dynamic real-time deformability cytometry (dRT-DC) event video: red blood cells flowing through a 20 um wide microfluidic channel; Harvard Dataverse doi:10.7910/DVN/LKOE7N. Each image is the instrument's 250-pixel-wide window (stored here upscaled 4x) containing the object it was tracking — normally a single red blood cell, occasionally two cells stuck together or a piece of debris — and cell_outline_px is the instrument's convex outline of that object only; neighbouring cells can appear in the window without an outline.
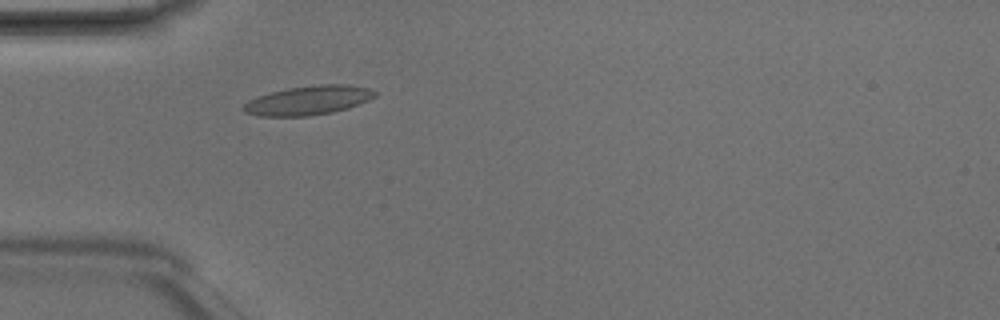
{"species": "Egyptian fruit bat (a non-hibernating species)", "species_latin": "Rousettus aegyptiacus", "temperature_condition": "room temperature", "stored_images_in_passage": 2, "camera_frame_rate_fps": 3000, "um_per_image_px": 0.085, "animal": {"sex": "male"}, "frame": {"image": 1, "passage_image": 2, "time_ms": 0.333, "image_size_px": [1000, 320], "cell_outline_px": [[376, 96], [368, 100], [348, 108], [332, 112], [308, 116], [260, 116], [244, 112], [240, 108], [248, 100], [272, 92], [288, 88], [320, 84], [344, 84], [368, 88], [376, 92]], "centroid_in_image_um": [26.19, 8.53], "position_along_channel_um": 58.8, "area_um2": 22.14}}